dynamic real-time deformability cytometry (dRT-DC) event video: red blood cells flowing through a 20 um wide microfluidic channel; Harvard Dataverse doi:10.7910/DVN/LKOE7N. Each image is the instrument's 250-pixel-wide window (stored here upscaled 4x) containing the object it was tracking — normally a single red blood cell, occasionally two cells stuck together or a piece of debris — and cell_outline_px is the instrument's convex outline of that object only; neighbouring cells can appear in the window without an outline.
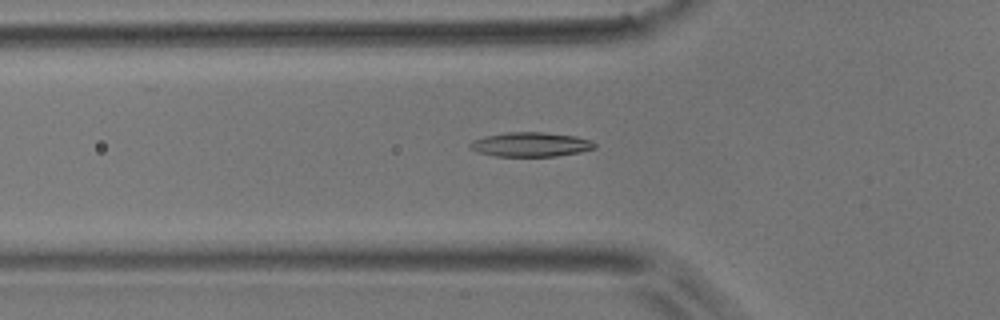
{"species": "common noctule bat (a hibernating species)", "species_latin": "Nyctalus noctula", "temperature_condition": "room temperature", "stored_images_in_passage": 50, "camera_frame_rate_fps": 3000, "um_per_image_px": 0.085, "animal": {"sex": "male", "body_mass_g": 17.9}, "frame": {"image": 1, "passage_image": 16, "time_ms": 5.0, "image_size_px": [1000, 320], "cell_outline_px": [[596, 148], [580, 152], [556, 156], [496, 156], [476, 152], [468, 148], [468, 144], [472, 140], [484, 136], [508, 132], [544, 132], [576, 136], [592, 140], [596, 144]], "centroid_in_image_um": [45.09, 12.28], "position_along_channel_um": 80.7, "area_um2": 17.92}}
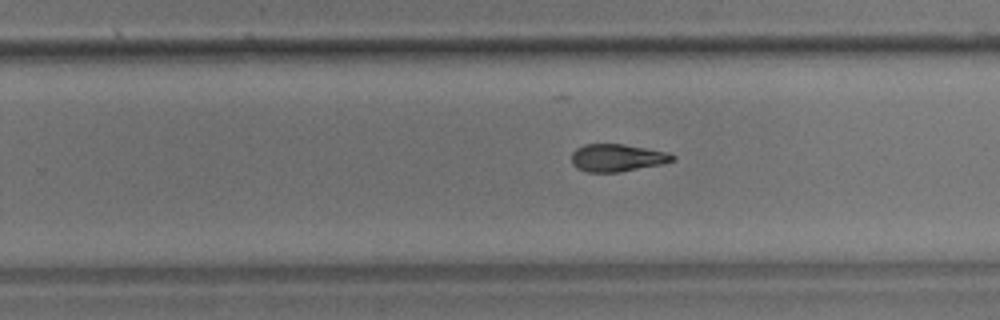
{"frame": {"image": 2, "passage_image": 31, "time_ms": 10.0, "image_size_px": [1000, 320], "cell_outline_px": [[676, 160], [660, 164], [620, 172], [588, 172], [576, 168], [572, 164], [572, 152], [576, 148], [584, 144], [624, 144], [668, 152], [676, 156]], "centroid_in_image_um": [52.45, 13.41], "position_along_channel_um": 277.3, "area_um2": 16.24}}
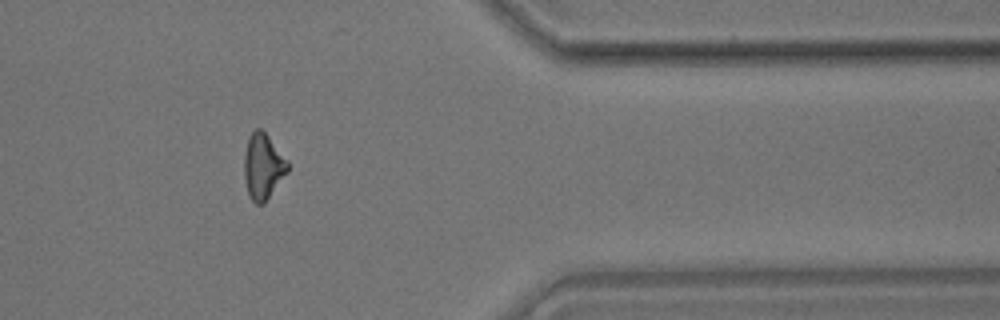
{"frame": {"image": 3, "passage_image": 41, "time_ms": 13.333, "image_size_px": [1000, 320], "cell_outline_px": [[288, 172], [264, 204], [256, 204], [248, 196], [244, 176], [244, 152], [248, 136], [256, 128], [260, 128], [268, 136], [288, 160]], "centroid_in_image_um": [22.35, 14.15], "position_along_channel_um": 389.1, "area_um2": 16.82}, "authors_computed_cell_mechanics": {"area_um2": 16.8776, "velocity_mm_per_s": 3.9195, "shape_relaxation_time_tau1_ms": 5.3421, "shape_relaxation_time_tau2_ms": 4.0734, "deformation_change_tau1": 0.1599, "deformation_change_tau2": 0.1183}}